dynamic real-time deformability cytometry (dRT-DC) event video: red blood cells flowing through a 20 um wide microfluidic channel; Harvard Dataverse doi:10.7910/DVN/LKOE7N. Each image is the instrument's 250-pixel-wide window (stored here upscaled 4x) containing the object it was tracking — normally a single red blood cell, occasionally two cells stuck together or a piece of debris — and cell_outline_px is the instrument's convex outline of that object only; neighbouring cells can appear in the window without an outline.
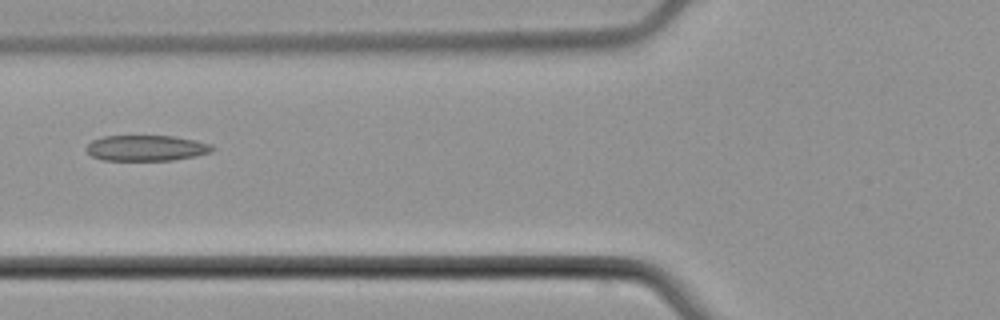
{"species": "common noctule bat (a hibernating species)", "species_latin": "Nyctalus noctula", "temperature_condition": "cold", "stored_images_in_passage": 3, "camera_frame_rate_fps": 3000, "um_per_image_px": 0.085, "animal": {"sex": "male", "body_mass_g": 21.5, "forearm_length_mm": 52.0}, "frame": {"image": 1, "passage_image": 3, "time_ms": 3.333, "image_size_px": [1000, 320], "cell_outline_px": [[216, 148], [212, 152], [196, 156], [172, 160], [104, 160], [92, 156], [84, 148], [92, 140], [104, 136], [172, 136], [196, 140], [212, 144]], "centroid_in_image_um": [12.47, 12.58], "position_along_channel_um": 113.3, "area_um2": 18.96}}